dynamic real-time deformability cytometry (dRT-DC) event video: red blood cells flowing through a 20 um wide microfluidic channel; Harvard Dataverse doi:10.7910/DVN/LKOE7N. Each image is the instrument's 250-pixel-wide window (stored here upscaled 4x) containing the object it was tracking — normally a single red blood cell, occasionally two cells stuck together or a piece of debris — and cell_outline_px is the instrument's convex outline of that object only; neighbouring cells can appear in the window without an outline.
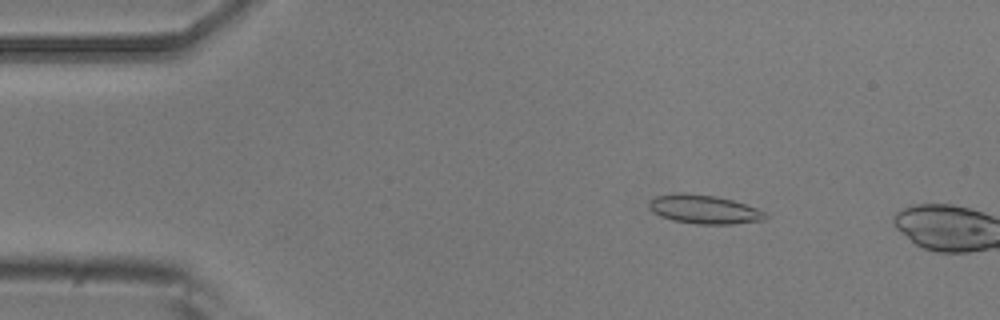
{"species": "common noctule bat (a hibernating species)", "species_latin": "Nyctalus noctula", "temperature_condition": "room temperature", "stored_images_in_passage": 3, "camera_frame_rate_fps": 3000, "um_per_image_px": 0.085, "animal": {"sex": "male", "body_mass_g": 20.5, "forearm_length_mm": 52.5}, "frame": {"image": 1, "passage_image": 2, "time_ms": 1.333, "image_size_px": [1000, 320], "cell_outline_px": [[768, 216], [764, 220], [732, 224], [696, 224], [672, 220], [660, 216], [652, 212], [648, 208], [648, 204], [656, 196], [716, 196], [732, 200], [768, 212]], "centroid_in_image_um": [59.93, 17.86], "position_along_channel_um": 25.1, "area_um2": 18.73}}